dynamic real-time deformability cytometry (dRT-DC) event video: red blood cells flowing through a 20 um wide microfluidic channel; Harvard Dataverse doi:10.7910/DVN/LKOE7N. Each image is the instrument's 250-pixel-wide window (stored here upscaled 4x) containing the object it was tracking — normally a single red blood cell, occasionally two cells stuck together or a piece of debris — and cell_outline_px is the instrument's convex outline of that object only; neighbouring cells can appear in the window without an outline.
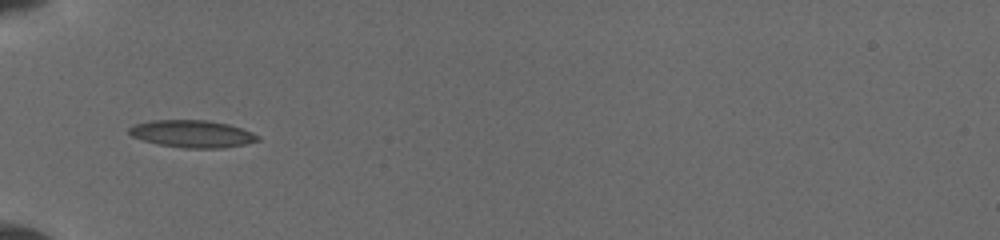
{"species": "common noctule bat (a hibernating species)", "species_latin": "Nyctalus noctula", "temperature_condition": "cold", "stored_images_in_passage": 25, "camera_frame_rate_fps": 3000, "um_per_image_px": 0.085, "animal": {"sex": "female", "body_mass_g": 19.5, "forearm_length_mm": 54.1}, "frame": {"image": 1, "passage_image": 1, "time_ms": 0.0, "image_size_px": [1000, 240], "cell_outline_px": [[260, 140], [244, 144], [220, 148], [184, 148], [160, 144], [144, 140], [132, 136], [128, 132], [128, 128], [136, 124], [152, 120], [208, 120], [228, 124], [252, 132], [260, 136]], "centroid_in_image_um": [16.35, 11.37], "position_along_channel_um": 68.6, "area_um2": 20.29}}
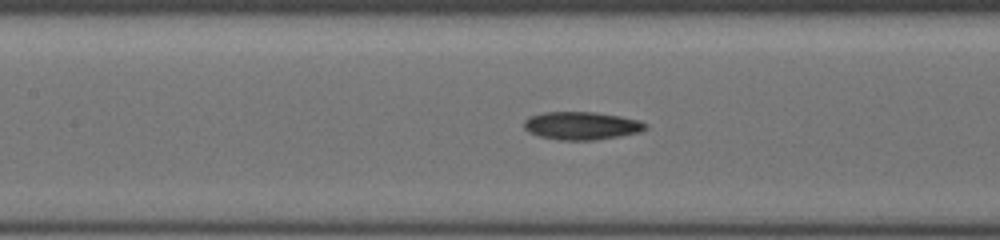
{"frame": {"image": 2, "passage_image": 15, "time_ms": 2.333, "image_size_px": [1000, 240], "cell_outline_px": [[648, 128], [640, 132], [620, 136], [596, 140], [560, 140], [540, 136], [528, 132], [524, 128], [524, 120], [528, 116], [544, 112], [592, 112], [620, 116], [640, 120], [648, 124]], "centroid_in_image_um": [49.44, 10.68], "position_along_channel_um": 158.0, "area_um2": 19.94}}
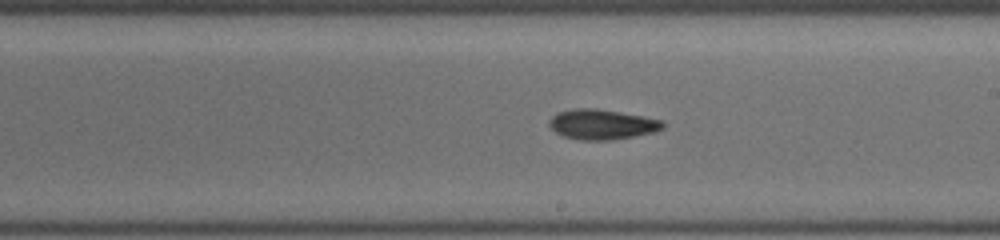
{"frame": {"image": 3, "passage_image": 24, "time_ms": 4.333, "image_size_px": [1000, 240], "cell_outline_px": [[664, 128], [652, 132], [612, 140], [580, 140], [564, 136], [556, 132], [548, 124], [548, 120], [556, 112], [572, 108], [596, 108], [644, 116], [664, 120]], "centroid_in_image_um": [51.14, 10.56], "position_along_channel_um": 237.9, "area_um2": 20.0}}